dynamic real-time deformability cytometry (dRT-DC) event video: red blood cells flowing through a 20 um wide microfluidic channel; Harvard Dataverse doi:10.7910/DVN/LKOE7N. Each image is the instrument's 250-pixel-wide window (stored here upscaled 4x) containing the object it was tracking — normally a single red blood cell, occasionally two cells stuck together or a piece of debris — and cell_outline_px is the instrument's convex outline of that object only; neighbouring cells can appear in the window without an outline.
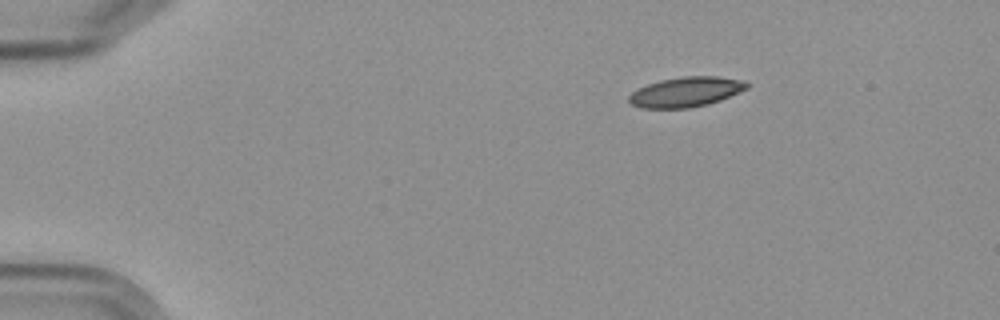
{"species": "Egyptian fruit bat (a non-hibernating species)", "species_latin": "Rousettus aegyptiacus", "temperature_condition": "cold", "stored_images_in_passage": 4, "camera_frame_rate_fps": 3000, "um_per_image_px": 0.085, "frame": {"image": 1, "passage_image": 1, "time_ms": 0.0, "image_size_px": [1000, 320], "cell_outline_px": [[752, 84], [748, 88], [720, 100], [708, 104], [688, 108], [640, 108], [632, 104], [628, 100], [628, 96], [632, 92], [648, 84], [660, 80], [680, 76], [716, 76], [744, 80]], "centroid_in_image_um": [58.33, 7.8], "position_along_channel_um": 26.7, "area_um2": 20.63}}
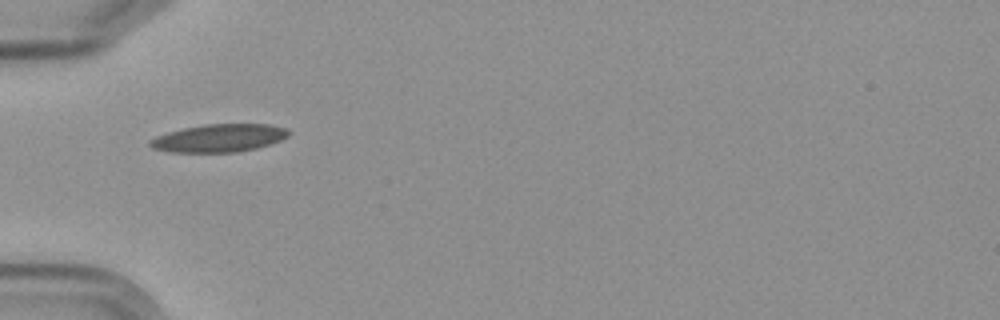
{"frame": {"image": 2, "passage_image": 3, "time_ms": 3.333, "image_size_px": [1000, 320], "cell_outline_px": [[292, 132], [288, 136], [280, 140], [256, 148], [236, 152], [168, 152], [152, 148], [148, 144], [148, 140], [156, 136], [168, 132], [184, 128], [204, 124], [268, 124], [288, 128]], "centroid_in_image_um": [18.61, 11.73], "position_along_channel_um": 66.4, "area_um2": 22.6}}
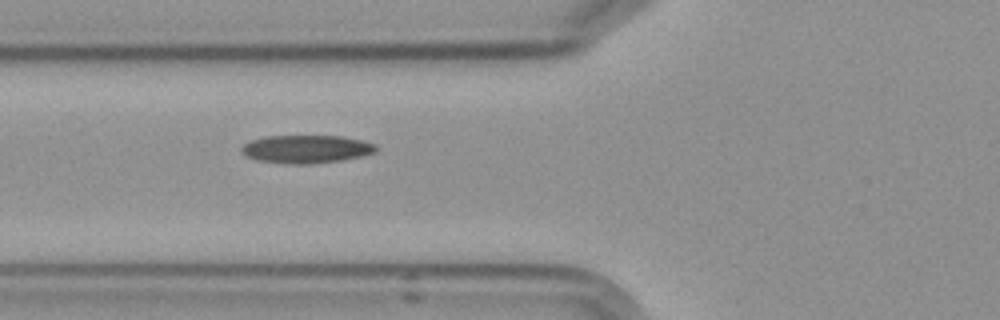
{"frame": {"image": 3, "passage_image": 4, "time_ms": 4.333, "image_size_px": [1000, 320], "cell_outline_px": [[376, 152], [360, 156], [340, 160], [304, 164], [292, 164], [256, 160], [244, 156], [240, 152], [240, 148], [244, 144], [252, 140], [264, 136], [344, 136], [376, 144]], "centroid_in_image_um": [25.98, 12.66], "position_along_channel_um": 99.8, "area_um2": 21.91}}